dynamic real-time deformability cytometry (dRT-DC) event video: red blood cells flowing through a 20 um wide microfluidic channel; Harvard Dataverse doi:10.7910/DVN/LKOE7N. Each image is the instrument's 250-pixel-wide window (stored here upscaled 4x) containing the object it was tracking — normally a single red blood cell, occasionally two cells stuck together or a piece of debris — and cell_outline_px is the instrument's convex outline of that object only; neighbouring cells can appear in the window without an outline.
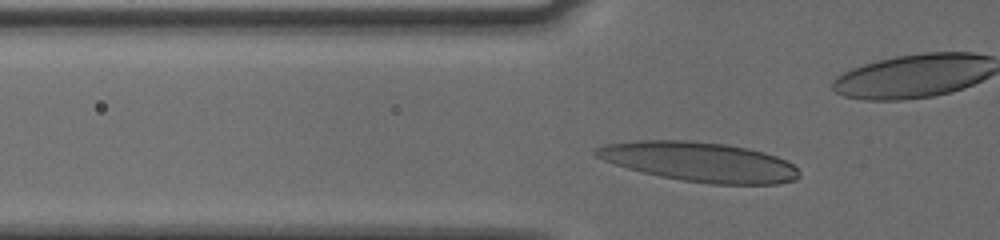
{"species": "human", "species_latin": "Homo sapiens", "temperature_condition": "cold", "stored_images_in_passage": 37, "camera_frame_rate_fps": 3000, "um_per_image_px": 0.085, "donor": {"sex": "male"}, "frame": {"image": 1, "passage_image": 9, "time_ms": 2.667, "image_size_px": [1000, 240], "cell_outline_px": [[800, 176], [796, 180], [776, 184], [712, 184], [684, 180], [660, 176], [628, 168], [604, 160], [596, 156], [592, 152], [596, 148], [604, 144], [636, 140], [692, 140], [724, 144], [748, 148], [764, 152], [776, 156], [792, 164], [800, 172]], "centroid_in_image_um": [59.47, 13.75], "position_along_channel_um": 66.3, "area_um2": 46.7}}
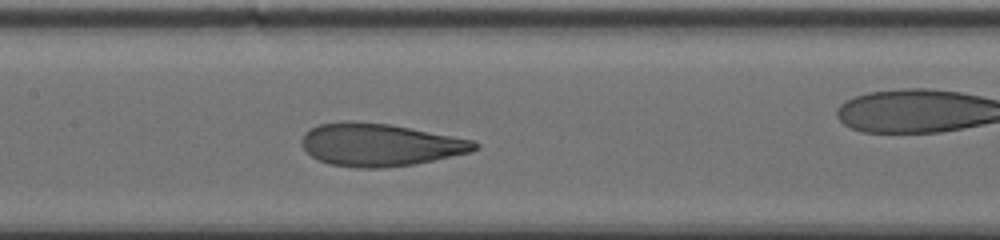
{"frame": {"image": 2, "passage_image": 18, "time_ms": 5.667, "image_size_px": [1000, 240], "cell_outline_px": [[480, 144], [476, 148], [468, 152], [416, 164], [384, 168], [360, 168], [328, 164], [312, 156], [304, 148], [300, 140], [304, 132], [320, 124], [348, 120], [388, 124], [476, 140]], "centroid_in_image_um": [32.28, 12.3], "position_along_channel_um": 175.1, "area_um2": 42.89}}
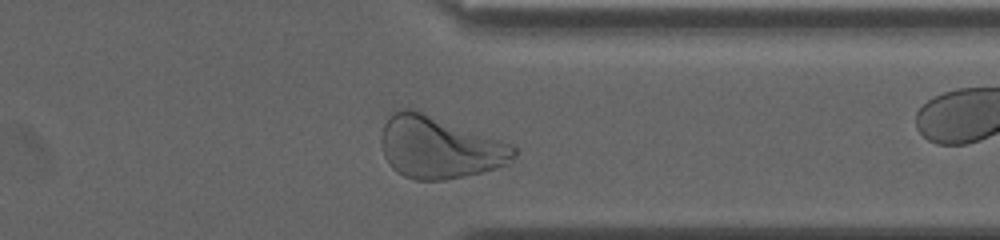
{"frame": {"image": 3, "passage_image": 34, "time_ms": 11.0, "image_size_px": [1000, 240], "cell_outline_px": [[516, 156], [504, 164], [496, 168], [464, 176], [444, 180], [416, 180], [404, 176], [396, 172], [388, 164], [384, 156], [380, 140], [380, 136], [384, 124], [388, 116], [392, 112], [400, 108], [408, 108], [420, 112], [512, 144], [516, 148]], "centroid_in_image_um": [37.28, 12.54], "position_along_channel_um": 374.1, "area_um2": 47.51}}